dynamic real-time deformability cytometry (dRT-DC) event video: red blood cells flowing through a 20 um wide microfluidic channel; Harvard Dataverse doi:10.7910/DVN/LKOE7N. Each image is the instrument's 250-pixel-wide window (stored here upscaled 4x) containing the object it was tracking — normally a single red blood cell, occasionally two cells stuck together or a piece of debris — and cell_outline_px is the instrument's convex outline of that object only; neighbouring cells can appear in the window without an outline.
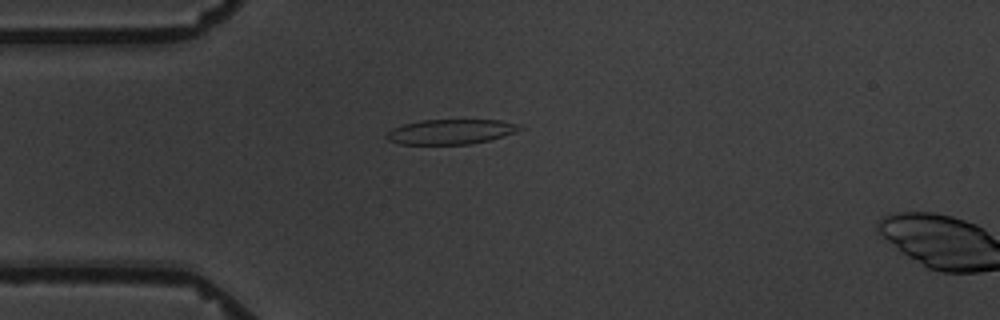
{"species": "common noctule bat (a hibernating species)", "species_latin": "Nyctalus noctula", "temperature_condition": "warm", "stored_images_in_passage": 5, "camera_frame_rate_fps": 3000, "um_per_image_px": 0.085, "animal": {"sex": "male", "body_mass_g": 19.5, "forearm_length_mm": 54.6}, "frame": {"image": 1, "passage_image": 4, "time_ms": 3.667, "image_size_px": [1000, 320], "cell_outline_px": [[524, 128], [516, 132], [488, 140], [468, 144], [400, 144], [388, 140], [384, 136], [392, 128], [404, 124], [420, 120], [500, 120], [516, 124]], "centroid_in_image_um": [38.28, 11.19], "position_along_channel_um": 46.7, "area_um2": 19.19}}